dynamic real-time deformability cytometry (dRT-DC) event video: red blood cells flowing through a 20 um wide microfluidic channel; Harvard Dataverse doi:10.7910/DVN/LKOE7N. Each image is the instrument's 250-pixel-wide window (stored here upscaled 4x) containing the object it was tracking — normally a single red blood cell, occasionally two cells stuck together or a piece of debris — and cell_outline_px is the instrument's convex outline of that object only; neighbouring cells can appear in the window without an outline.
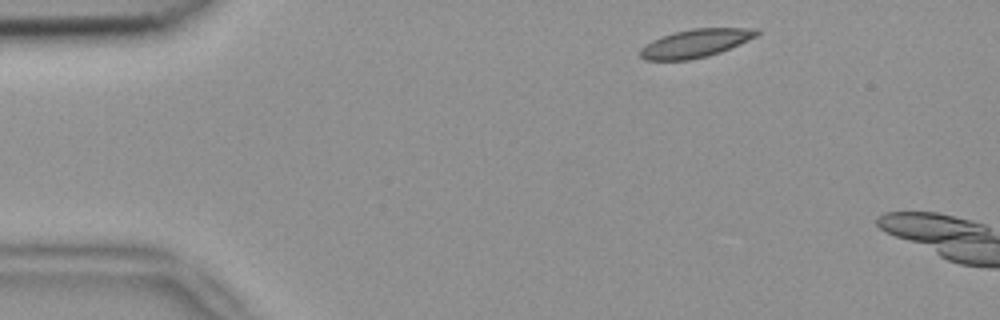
{"species": "common noctule bat (a hibernating species)", "species_latin": "Nyctalus noctula", "temperature_condition": "room temperature", "stored_images_in_passage": 3, "segment_of_instrument_passage": [2, 2], "camera_frame_rate_fps": 3000, "um_per_image_px": 0.085, "animal": {"sex": "female", "body_mass_g": 18.4}, "frame": {"image": 1, "passage_image": 3, "time_ms": 0.667, "image_size_px": [1000, 320], "cell_outline_px": [[760, 32], [756, 36], [740, 44], [720, 52], [708, 56], [688, 60], [644, 60], [640, 56], [640, 48], [644, 44], [660, 36], [692, 28], [760, 28]], "centroid_in_image_um": [59.11, 3.67], "position_along_channel_um": 25.9, "area_um2": 19.25}}